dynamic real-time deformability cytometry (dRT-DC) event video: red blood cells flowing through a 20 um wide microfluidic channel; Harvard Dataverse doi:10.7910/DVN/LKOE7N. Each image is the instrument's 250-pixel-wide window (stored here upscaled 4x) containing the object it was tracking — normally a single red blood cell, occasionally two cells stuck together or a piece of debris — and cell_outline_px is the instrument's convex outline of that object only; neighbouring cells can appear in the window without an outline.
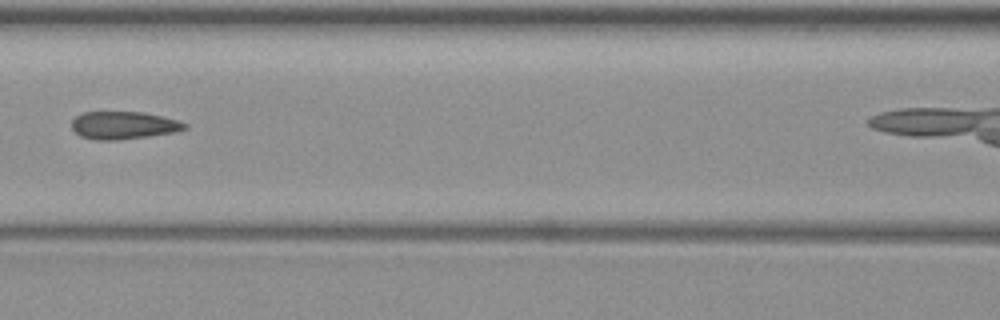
{"species": "common noctule bat (a hibernating species)", "species_latin": "Nyctalus noctula", "temperature_condition": "warm", "stored_images_in_passage": 5, "camera_frame_rate_fps": 3000, "um_per_image_px": 0.085, "animal": {"sex": "female", "body_mass_g": 19.3, "forearm_length_mm": 54.1}, "frame": {"image": 1, "passage_image": 5, "time_ms": 5.333, "image_size_px": [1000, 320], "cell_outline_px": [[188, 128], [176, 132], [148, 136], [116, 140], [96, 140], [80, 136], [72, 128], [72, 120], [76, 116], [84, 112], [144, 112], [180, 120], [188, 124]], "centroid_in_image_um": [10.54, 10.65], "position_along_channel_um": 156.1, "area_um2": 18.32}}